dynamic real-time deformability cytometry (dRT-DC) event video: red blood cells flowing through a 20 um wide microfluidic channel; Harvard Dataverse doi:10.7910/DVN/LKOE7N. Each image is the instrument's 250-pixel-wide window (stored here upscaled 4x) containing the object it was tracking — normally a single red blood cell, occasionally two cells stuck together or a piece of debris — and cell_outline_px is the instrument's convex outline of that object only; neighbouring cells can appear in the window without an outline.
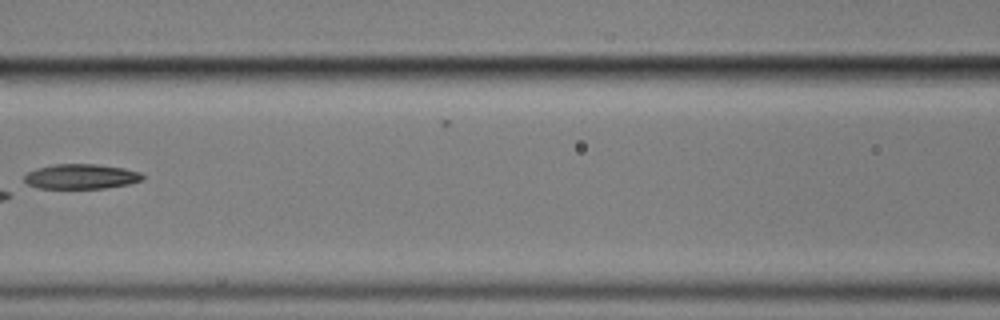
{"species": "common noctule bat (a hibernating species)", "species_latin": "Nyctalus noctula", "temperature_condition": "cold", "stored_images_in_passage": 7, "camera_frame_rate_fps": 3000, "um_per_image_px": 0.085, "animal": {"sex": "male", "body_mass_g": 17.9}, "frame": {"image": 1, "passage_image": 7, "time_ms": 7.667, "image_size_px": [1000, 320], "cell_outline_px": [[144, 180], [128, 184], [104, 188], [36, 188], [28, 184], [24, 180], [24, 176], [28, 172], [36, 168], [52, 164], [96, 164], [124, 168], [140, 172], [144, 176]], "centroid_in_image_um": [6.89, 15.0], "position_along_channel_um": 159.7, "area_um2": 17.22}}